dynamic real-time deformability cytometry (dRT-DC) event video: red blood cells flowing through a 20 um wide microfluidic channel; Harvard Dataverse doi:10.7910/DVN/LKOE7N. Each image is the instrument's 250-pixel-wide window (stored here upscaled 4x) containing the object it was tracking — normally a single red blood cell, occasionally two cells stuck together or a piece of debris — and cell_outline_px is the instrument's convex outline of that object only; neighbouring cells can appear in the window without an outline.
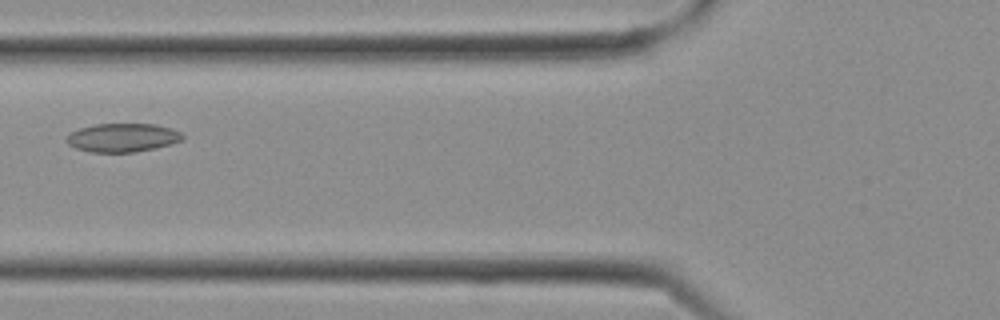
{"species": "Egyptian fruit bat (a non-hibernating species)", "species_latin": "Rousettus aegyptiacus", "temperature_condition": "cold", "stored_images_in_passage": 11, "camera_frame_rate_fps": 3000, "um_per_image_px": 0.085, "frame": {"image": 1, "passage_image": 10, "time_ms": 3.0, "image_size_px": [1000, 320], "cell_outline_px": [[184, 140], [172, 144], [156, 148], [136, 152], [92, 152], [76, 148], [68, 144], [68, 132], [80, 128], [96, 124], [156, 124], [172, 128], [180, 132], [184, 136]], "centroid_in_image_um": [10.46, 11.7], "position_along_channel_um": 115.3, "area_um2": 19.42}}